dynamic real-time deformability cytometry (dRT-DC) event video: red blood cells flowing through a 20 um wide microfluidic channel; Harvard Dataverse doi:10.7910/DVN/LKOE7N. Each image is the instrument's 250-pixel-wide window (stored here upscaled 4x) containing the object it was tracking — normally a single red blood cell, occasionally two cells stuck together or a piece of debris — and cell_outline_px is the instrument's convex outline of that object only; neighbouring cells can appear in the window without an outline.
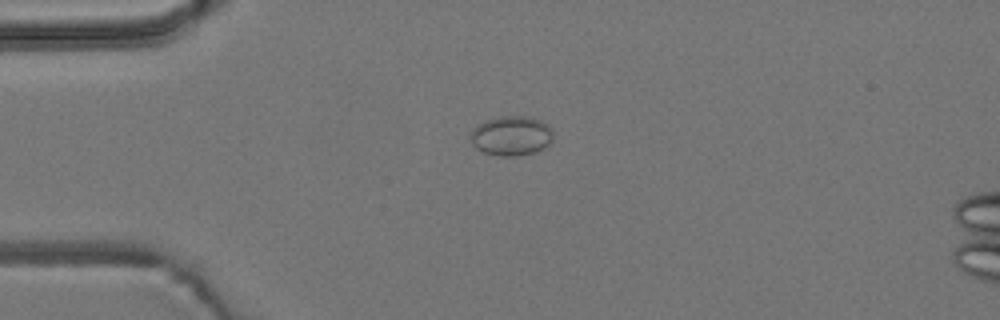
{"species": "common noctule bat (a hibernating species)", "species_latin": "Nyctalus noctula", "temperature_condition": "room temperature", "stored_images_in_passage": 4, "camera_frame_rate_fps": 3000, "um_per_image_px": 0.085, "animal": {"sex": "male", "body_mass_g": 19.2, "forearm_length_mm": 51.8}, "frame": {"image": 1, "passage_image": 3, "time_ms": 2.333, "image_size_px": [1000, 320], "cell_outline_px": [[552, 140], [544, 148], [536, 152], [516, 156], [500, 156], [484, 152], [476, 148], [472, 144], [472, 128], [476, 124], [500, 116], [524, 116], [540, 120], [548, 124], [552, 128]], "centroid_in_image_um": [43.48, 11.54], "position_along_channel_um": 41.5, "area_um2": 19.07}}